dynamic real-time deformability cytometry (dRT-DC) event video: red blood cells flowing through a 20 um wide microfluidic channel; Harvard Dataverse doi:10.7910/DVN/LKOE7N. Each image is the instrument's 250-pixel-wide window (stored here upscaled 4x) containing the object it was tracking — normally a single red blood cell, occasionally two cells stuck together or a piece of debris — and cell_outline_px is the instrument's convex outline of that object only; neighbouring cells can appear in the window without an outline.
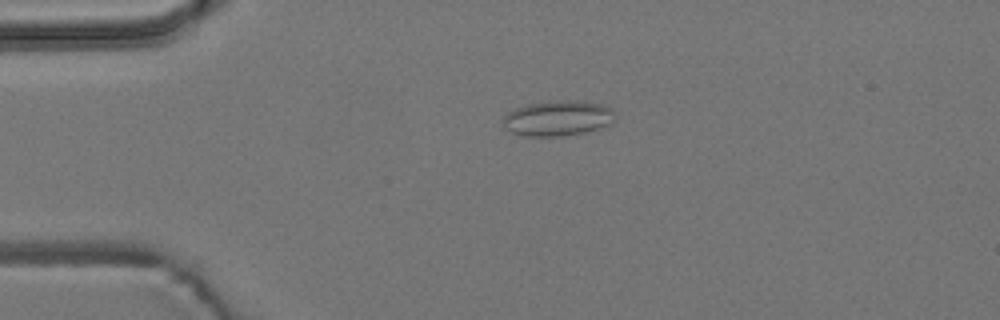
{"species": "common noctule bat (a hibernating species)", "species_latin": "Nyctalus noctula", "temperature_condition": "room temperature", "stored_images_in_passage": 50, "camera_frame_rate_fps": 3000, "um_per_image_px": 0.085, "animal": {"sex": "male", "body_mass_g": 19.2, "forearm_length_mm": 51.8}, "frame": {"image": 1, "passage_image": 7, "time_ms": 2.0, "image_size_px": [1000, 320], "cell_outline_px": [[616, 120], [600, 128], [584, 132], [560, 136], [524, 136], [512, 132], [504, 128], [504, 116], [508, 112], [516, 108], [528, 104], [548, 100], [576, 100], [600, 104], [612, 108], [616, 116]], "centroid_in_image_um": [47.43, 10.04], "position_along_channel_um": 37.6, "area_um2": 23.18}}
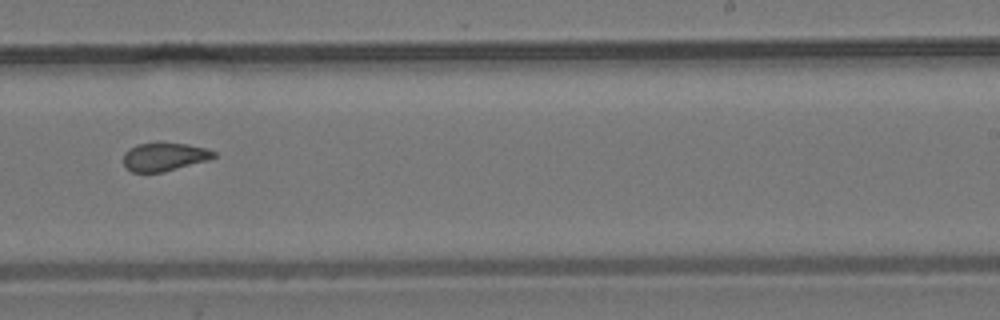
{"frame": {"image": 2, "passage_image": 29, "time_ms": 9.333, "image_size_px": [1000, 320], "cell_outline_px": [[216, 156], [208, 160], [164, 172], [132, 172], [124, 164], [124, 152], [128, 148], [136, 144], [156, 140], [160, 140], [188, 144], [208, 148], [216, 152]], "centroid_in_image_um": [13.97, 13.27], "position_along_channel_um": 275.0, "area_um2": 15.55}}
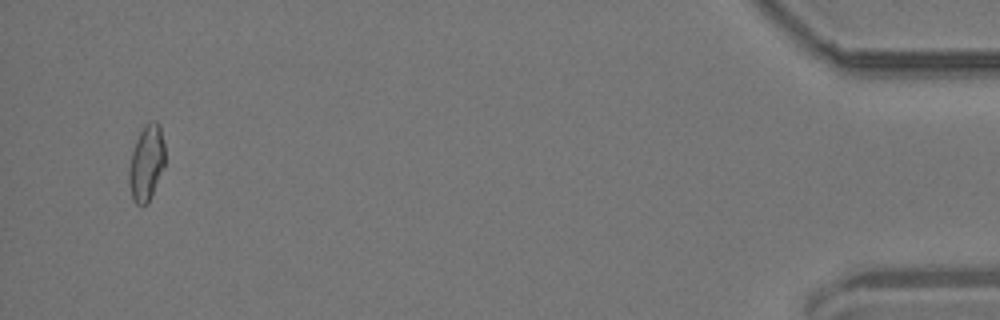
{"frame": {"image": 3, "passage_image": 48, "time_ms": 15.667, "image_size_px": [1000, 320], "cell_outline_px": [[164, 168], [148, 204], [136, 204], [132, 200], [128, 180], [128, 168], [132, 152], [136, 140], [144, 124], [152, 120], [156, 120], [160, 124], [164, 144]], "centroid_in_image_um": [12.44, 13.84], "position_along_channel_um": 422.8, "area_um2": 16.13}, "authors_computed_cell_mechanics": {"area_um2": 15.8661, "velocity_mm_per_s": 3.685, "shape_relaxation_time_tau1_ms": null, "shape_relaxation_time_tau2_ms": 1.5779, "deformation_change_tau1": null, "deformation_change_tau2": 0.0748}}